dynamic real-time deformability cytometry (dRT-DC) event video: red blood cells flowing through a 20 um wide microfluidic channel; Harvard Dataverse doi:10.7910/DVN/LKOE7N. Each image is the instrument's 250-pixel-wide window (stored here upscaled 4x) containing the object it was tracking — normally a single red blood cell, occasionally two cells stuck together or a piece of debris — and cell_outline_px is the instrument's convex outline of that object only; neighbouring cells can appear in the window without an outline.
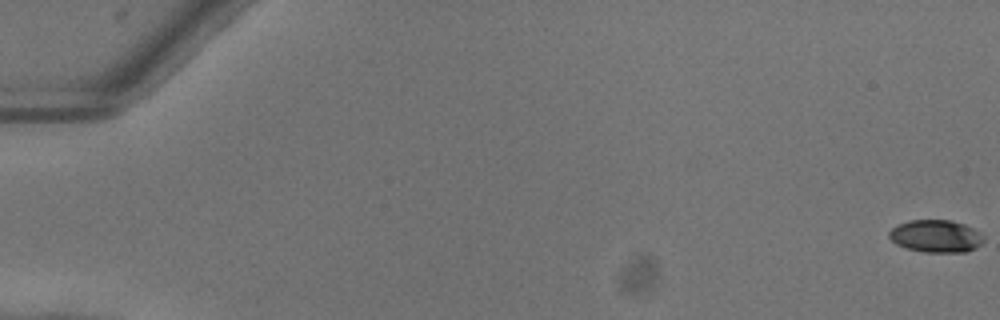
{"species": "common noctule bat (a hibernating species)", "species_latin": "Nyctalus noctula", "temperature_condition": "warm", "stored_images_in_passage": 45, "camera_frame_rate_fps": 3000, "um_per_image_px": 0.085, "animal": {"sex": "female"}, "frame": {"image": 1, "passage_image": 1, "time_ms": 0.0, "image_size_px": [1000, 320], "cell_outline_px": [[984, 240], [976, 248], [964, 252], [924, 252], [908, 248], [896, 244], [888, 236], [888, 232], [892, 228], [908, 220], [952, 220], [964, 224], [980, 232], [984, 236]], "centroid_in_image_um": [79.57, 20.07], "position_along_channel_um": 5.4, "area_um2": 17.86}}
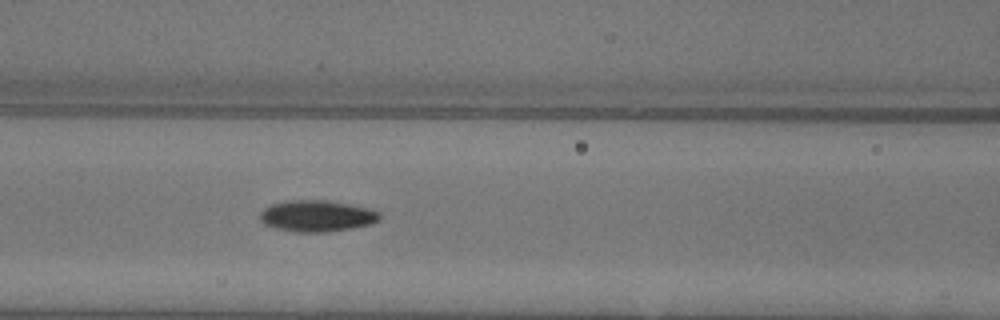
{"frame": {"image": 2, "passage_image": 25, "time_ms": 8.0, "image_size_px": [1000, 320], "cell_outline_px": [[380, 220], [372, 224], [352, 228], [324, 232], [296, 232], [276, 228], [264, 224], [260, 220], [260, 212], [264, 208], [272, 204], [288, 200], [328, 200], [372, 208], [380, 212]], "centroid_in_image_um": [26.97, 18.35], "position_along_channel_um": 139.6, "area_um2": 22.08}}
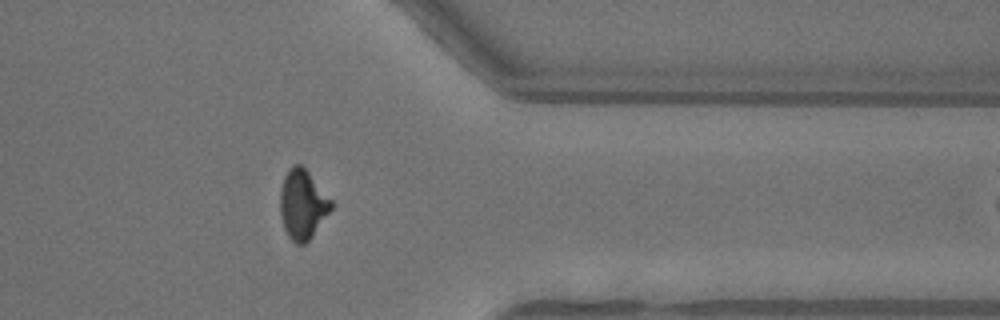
{"frame": {"image": 3, "passage_image": 44, "time_ms": 14.333, "image_size_px": [1000, 320], "cell_outline_px": [[332, 208], [312, 236], [304, 244], [296, 244], [288, 236], [284, 228], [280, 212], [280, 192], [284, 176], [288, 168], [292, 164], [300, 164], [308, 172], [332, 200]], "centroid_in_image_um": [25.7, 17.36], "position_along_channel_um": 385.7, "area_um2": 20.46}}